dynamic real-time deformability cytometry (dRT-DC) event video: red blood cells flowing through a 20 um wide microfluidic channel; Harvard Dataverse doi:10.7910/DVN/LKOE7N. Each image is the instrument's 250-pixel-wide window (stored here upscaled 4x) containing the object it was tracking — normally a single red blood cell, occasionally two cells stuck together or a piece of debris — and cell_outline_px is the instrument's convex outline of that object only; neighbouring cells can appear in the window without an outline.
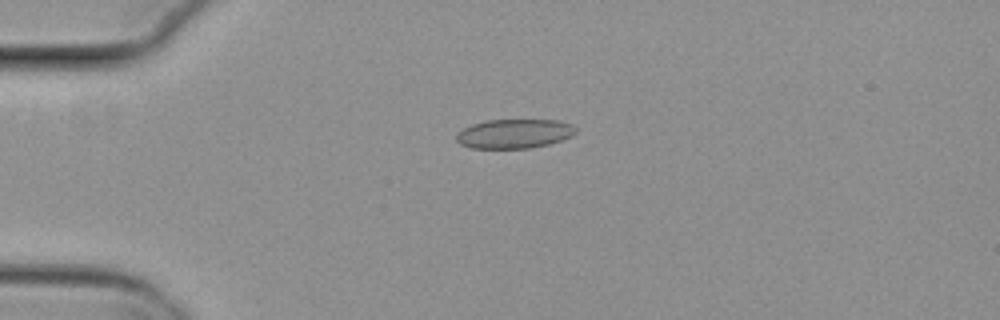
{"species": "common noctule bat (a hibernating species)", "species_latin": "Nyctalus noctula", "temperature_condition": "cold", "stored_images_in_passage": 39, "camera_frame_rate_fps": 3000, "um_per_image_px": 0.085, "animal": {"sex": "female", "body_mass_g": 29.2, "forearm_length_mm": 56.3}, "frame": {"image": 1, "passage_image": 1, "time_ms": 0.0, "image_size_px": [1000, 320], "cell_outline_px": [[576, 132], [572, 136], [548, 144], [528, 148], [472, 148], [460, 144], [456, 140], [456, 132], [472, 124], [484, 120], [560, 120], [572, 124], [576, 128]], "centroid_in_image_um": [43.7, 11.35], "position_along_channel_um": 41.3, "area_um2": 20.4}}
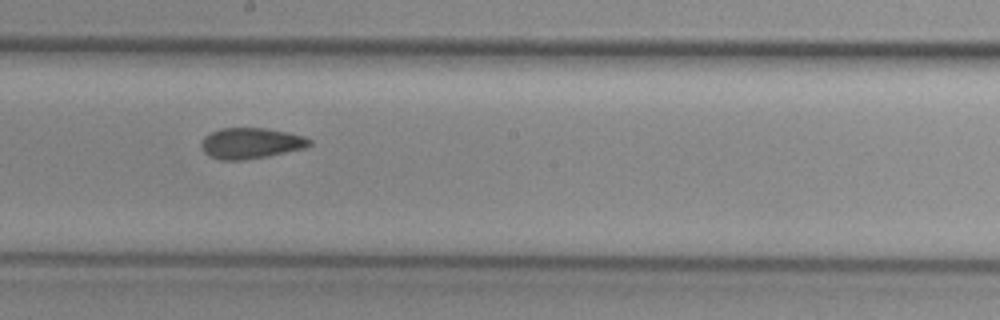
{"frame": {"image": 2, "passage_image": 18, "time_ms": 5.667, "image_size_px": [1000, 320], "cell_outline_px": [[312, 144], [304, 148], [268, 156], [244, 160], [220, 160], [208, 156], [204, 152], [200, 144], [204, 136], [220, 128], [268, 128], [288, 132], [304, 136], [312, 140]], "centroid_in_image_um": [21.31, 12.17], "position_along_channel_um": 226.9, "area_um2": 19.59}}
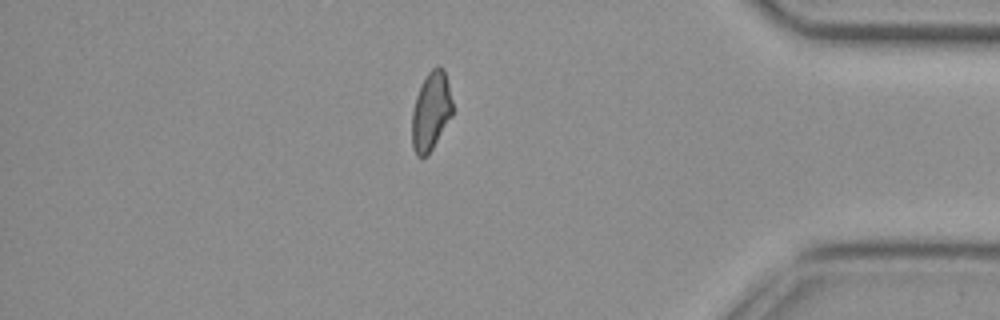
{"frame": {"image": 3, "passage_image": 34, "time_ms": 11.0, "image_size_px": [1000, 320], "cell_outline_px": [[452, 116], [428, 156], [420, 160], [416, 156], [412, 148], [412, 112], [416, 96], [428, 72], [436, 64], [440, 64], [444, 68], [452, 100]], "centroid_in_image_um": [36.63, 9.49], "position_along_channel_um": 398.6, "area_um2": 18.84}}